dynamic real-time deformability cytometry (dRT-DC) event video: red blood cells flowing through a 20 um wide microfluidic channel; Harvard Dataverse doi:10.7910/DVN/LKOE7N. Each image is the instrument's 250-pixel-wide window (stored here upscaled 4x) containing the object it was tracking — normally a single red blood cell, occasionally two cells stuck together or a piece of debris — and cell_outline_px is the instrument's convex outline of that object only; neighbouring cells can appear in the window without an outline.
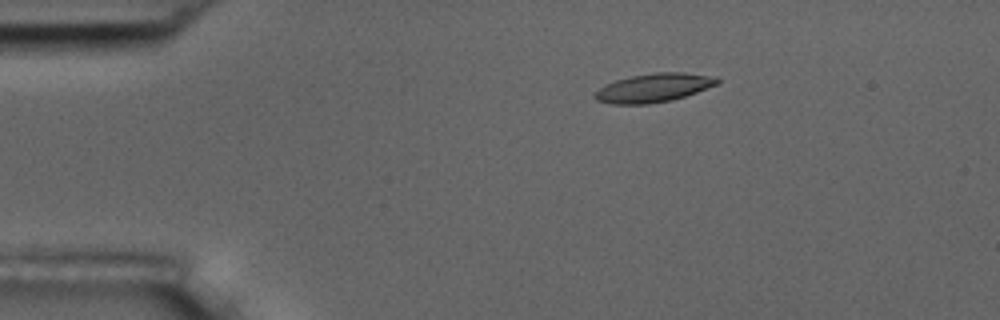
{"species": "common noctule bat (a hibernating species)", "species_latin": "Nyctalus noctula", "temperature_condition": "room temperature", "stored_images_in_passage": 50, "camera_frame_rate_fps": 3000, "um_per_image_px": 0.085, "animal": {"sex": "male", "body_mass_g": 17.5, "forearm_length_mm": 52.3}, "frame": {"image": 1, "passage_image": 4, "time_ms": 1.0, "image_size_px": [1000, 320], "cell_outline_px": [[720, 84], [672, 100], [648, 104], [612, 104], [596, 100], [592, 96], [604, 84], [616, 80], [632, 76], [656, 72], [684, 72], [716, 76], [720, 80]], "centroid_in_image_um": [55.59, 7.46], "position_along_channel_um": 29.4, "area_um2": 20.58}}
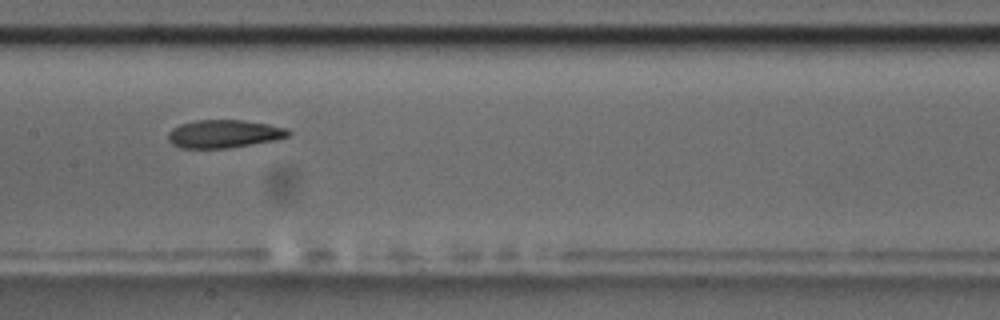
{"frame": {"image": 2, "passage_image": 22, "time_ms": 7.0, "image_size_px": [1000, 320], "cell_outline_px": [[292, 132], [288, 136], [276, 140], [228, 148], [180, 148], [172, 144], [168, 140], [168, 132], [172, 128], [180, 124], [196, 120], [244, 120], [268, 124], [288, 128]], "centroid_in_image_um": [19.04, 11.37], "position_along_channel_um": 188.4, "area_um2": 19.77}}
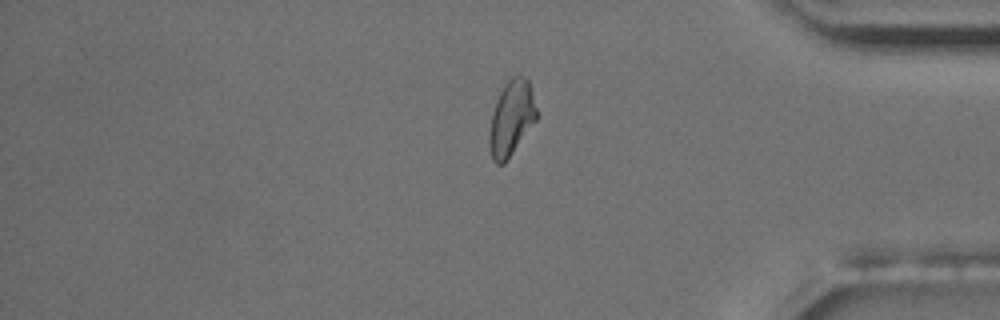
{"frame": {"image": 3, "passage_image": 41, "time_ms": 13.333, "image_size_px": [1000, 320], "cell_outline_px": [[536, 120], [504, 164], [496, 164], [492, 160], [488, 148], [488, 132], [492, 112], [496, 100], [504, 84], [512, 76], [524, 76], [528, 80], [532, 92], [536, 108]], "centroid_in_image_um": [43.42, 10.07], "position_along_channel_um": 391.8, "area_um2": 20.69}, "authors_computed_cell_mechanics": {"area_um2": 20.3456, "velocity_mm_per_s": 3.5715, "shape_relaxation_time_tau1_ms": null, "shape_relaxation_time_tau2_ms": 3.2668, "deformation_change_tau1": null, "deformation_change_tau2": 0.1013}}